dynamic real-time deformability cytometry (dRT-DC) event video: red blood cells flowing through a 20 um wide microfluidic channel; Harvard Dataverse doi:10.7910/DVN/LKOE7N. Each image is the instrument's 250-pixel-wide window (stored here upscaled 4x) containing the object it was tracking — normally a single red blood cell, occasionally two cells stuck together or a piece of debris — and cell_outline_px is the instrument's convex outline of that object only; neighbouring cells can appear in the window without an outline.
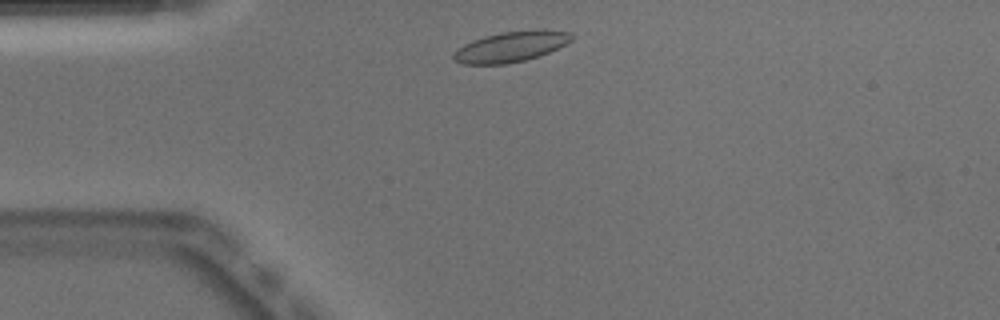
{"species": "Egyptian fruit bat (a non-hibernating species)", "species_latin": "Rousettus aegyptiacus", "temperature_condition": "warm", "stored_images_in_passage": 42, "camera_frame_rate_fps": 3000, "um_per_image_px": 0.085, "animal": {"sex": "male"}, "frame": {"image": 1, "passage_image": 3, "time_ms": 0.667, "image_size_px": [1000, 320], "cell_outline_px": [[576, 36], [572, 40], [540, 56], [524, 60], [504, 64], [460, 64], [452, 60], [452, 52], [456, 48], [472, 40], [484, 36], [504, 32], [572, 32]], "centroid_in_image_um": [43.3, 4.02], "position_along_channel_um": 41.7, "area_um2": 20.35}}
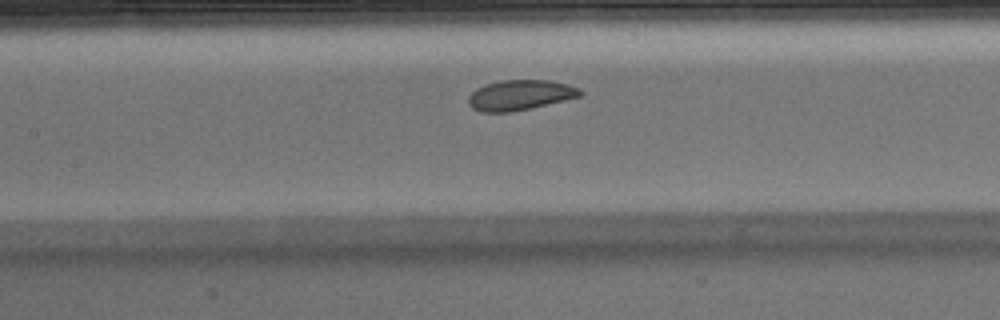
{"frame": {"image": 2, "passage_image": 14, "time_ms": 4.333, "image_size_px": [1000, 320], "cell_outline_px": [[584, 92], [580, 96], [564, 100], [528, 108], [508, 112], [480, 112], [472, 108], [468, 104], [468, 96], [476, 88], [500, 80], [548, 80], [568, 84], [580, 88]], "centroid_in_image_um": [44.19, 8.07], "position_along_channel_um": 163.2, "area_um2": 19.54}}
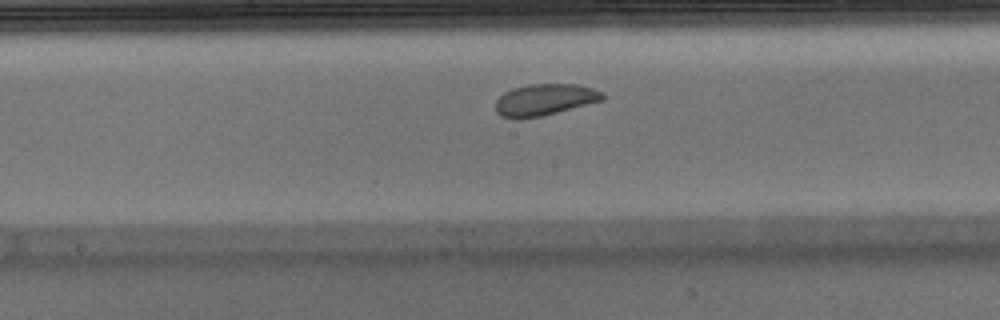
{"frame": {"image": 3, "passage_image": 17, "time_ms": 5.333, "image_size_px": [1000, 320], "cell_outline_px": [[604, 100], [540, 116], [516, 120], [500, 116], [496, 112], [496, 100], [504, 92], [512, 88], [528, 84], [576, 84], [592, 88], [604, 92]], "centroid_in_image_um": [46.27, 8.48], "position_along_channel_um": 201.9, "area_um2": 19.77}, "authors_computed_cell_mechanics": {"area_um2": 20.808, "velocity_mm_per_s": 3.8879, "shape_relaxation_time_tau1_ms": 4.3378, "shape_relaxation_time_tau2_ms": 2.0958, "deformation_change_tau1": 0.104, "deformation_change_tau2": 0.0799}}